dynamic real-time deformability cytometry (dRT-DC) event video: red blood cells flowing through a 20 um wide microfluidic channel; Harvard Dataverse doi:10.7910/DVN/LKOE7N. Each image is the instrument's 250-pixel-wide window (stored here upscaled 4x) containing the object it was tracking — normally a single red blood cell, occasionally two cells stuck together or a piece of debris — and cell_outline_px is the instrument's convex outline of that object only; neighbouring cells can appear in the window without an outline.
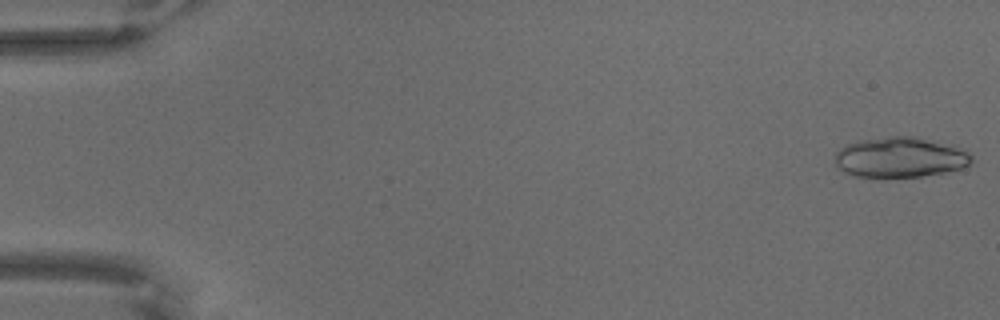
{"species": "common noctule bat (a hibernating species)", "species_latin": "Nyctalus noctula", "temperature_condition": "warm", "stored_images_in_passage": 67, "camera_frame_rate_fps": 3000, "um_per_image_px": 0.085, "animal": {"sex": "male", "body_mass_g": 18.8}, "frame": {"image": 1, "passage_image": 1, "time_ms": 0.0, "image_size_px": [1000, 320], "cell_outline_px": [[972, 160], [968, 164], [960, 168], [944, 172], [920, 176], [884, 180], [856, 176], [844, 172], [836, 164], [836, 152], [840, 148], [848, 144], [860, 140], [892, 136], [920, 136], [952, 144], [968, 152], [972, 156]], "centroid_in_image_um": [76.51, 13.39], "position_along_channel_um": 8.5, "area_um2": 32.77}}